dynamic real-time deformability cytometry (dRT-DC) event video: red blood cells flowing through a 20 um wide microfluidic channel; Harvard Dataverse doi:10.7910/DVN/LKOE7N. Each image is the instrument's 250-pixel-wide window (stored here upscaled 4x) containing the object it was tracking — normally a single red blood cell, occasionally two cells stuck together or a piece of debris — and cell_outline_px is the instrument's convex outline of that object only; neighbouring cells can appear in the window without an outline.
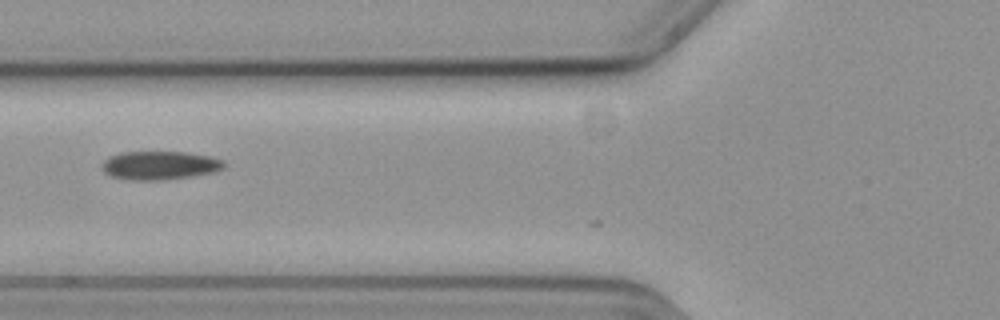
{"species": "common noctule bat (a hibernating species)", "species_latin": "Nyctalus noctula", "temperature_condition": "cold", "stored_images_in_passage": 3, "camera_frame_rate_fps": 3000, "um_per_image_px": 0.085, "animal": {"sex": "female", "body_mass_g": 19.3, "forearm_length_mm": 54.1}, "frame": {"image": 1, "passage_image": 2, "time_ms": 0.333, "image_size_px": [1000, 320], "cell_outline_px": [[228, 164], [224, 168], [216, 172], [192, 176], [156, 180], [132, 180], [112, 176], [104, 172], [100, 164], [108, 156], [120, 152], [188, 152], [208, 156], [224, 160]], "centroid_in_image_um": [13.59, 14.05], "position_along_channel_um": 112.2, "area_um2": 20.46}}